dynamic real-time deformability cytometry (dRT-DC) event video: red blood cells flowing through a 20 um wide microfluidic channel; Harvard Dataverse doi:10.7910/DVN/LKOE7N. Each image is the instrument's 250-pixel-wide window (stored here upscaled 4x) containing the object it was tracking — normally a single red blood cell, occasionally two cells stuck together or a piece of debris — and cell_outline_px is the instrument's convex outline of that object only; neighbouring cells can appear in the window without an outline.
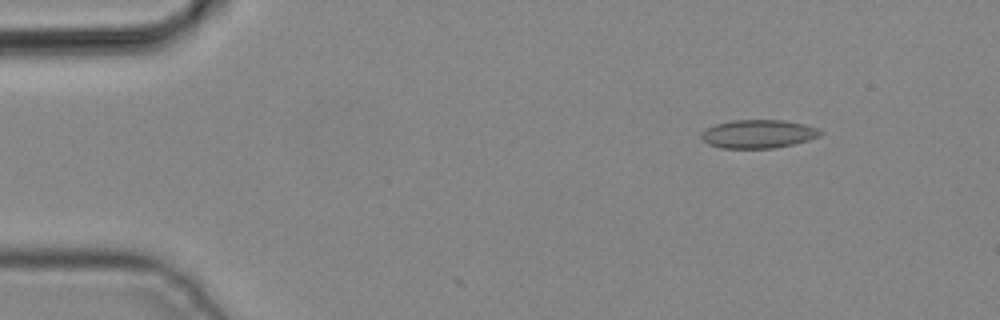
{"species": "common noctule bat (a hibernating species)", "species_latin": "Nyctalus noctula", "temperature_condition": "cold", "stored_images_in_passage": 3, "camera_frame_rate_fps": 3000, "um_per_image_px": 0.085, "animal": {"sex": "male", "body_mass_g": 19.2, "forearm_length_mm": 51.8}, "frame": {"image": 1, "passage_image": 1, "time_ms": 0.0, "image_size_px": [1000, 320], "cell_outline_px": [[824, 132], [820, 136], [808, 140], [792, 144], [772, 148], [720, 148], [708, 144], [700, 136], [704, 128], [716, 124], [732, 120], [784, 120], [804, 124], [816, 128]], "centroid_in_image_um": [64.43, 11.38], "position_along_channel_um": 20.6, "area_um2": 19.71}}
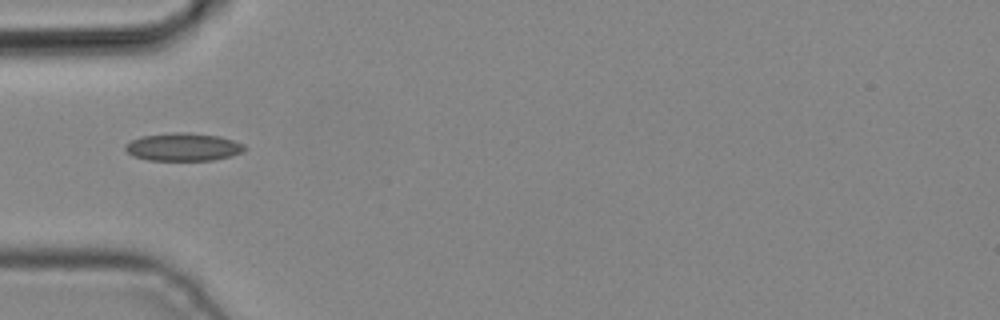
{"frame": {"image": 2, "passage_image": 3, "time_ms": 0.667, "image_size_px": [1000, 320], "cell_outline_px": [[248, 148], [244, 152], [232, 156], [212, 160], [148, 160], [132, 156], [124, 148], [124, 144], [140, 136], [172, 132], [188, 132], [220, 136], [244, 144]], "centroid_in_image_um": [15.59, 12.49], "position_along_channel_um": 69.4, "area_um2": 19.65}}